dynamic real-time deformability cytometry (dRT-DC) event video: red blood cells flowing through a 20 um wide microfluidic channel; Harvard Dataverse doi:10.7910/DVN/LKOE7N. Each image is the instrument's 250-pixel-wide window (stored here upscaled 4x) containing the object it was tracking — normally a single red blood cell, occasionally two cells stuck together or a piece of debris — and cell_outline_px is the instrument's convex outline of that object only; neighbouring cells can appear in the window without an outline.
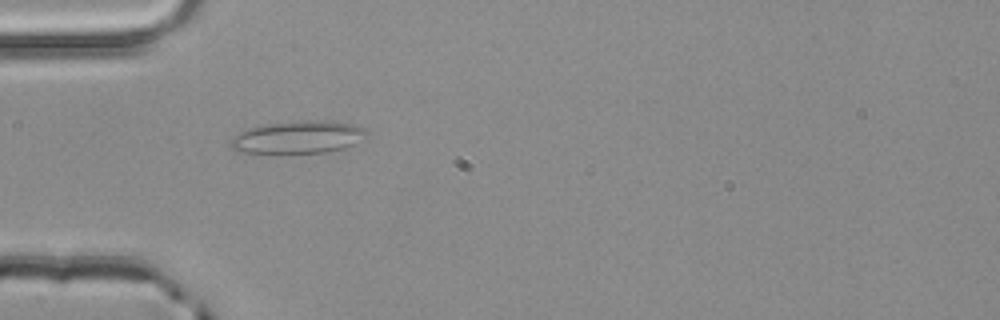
{"species": "common noctule bat (a hibernating species)", "species_latin": "Nyctalus noctula", "temperature_condition": "room temperature", "stored_images_in_passage": 1, "camera_frame_rate_fps": 3000, "um_per_image_px": 0.085, "animal": {"sex": "male", "body_mass_g": 20.4}, "frame": {"image": 1, "passage_image": 1, "time_ms": 0.0, "image_size_px": [1000, 320], "cell_outline_px": [[368, 132], [352, 144], [344, 148], [328, 152], [280, 156], [236, 152], [228, 144], [228, 140], [232, 136], [248, 128], [268, 124], [312, 120], [332, 120], [352, 124], [364, 128]], "centroid_in_image_um": [25.21, 11.72], "position_along_channel_um": 59.8, "area_um2": 26.76}}